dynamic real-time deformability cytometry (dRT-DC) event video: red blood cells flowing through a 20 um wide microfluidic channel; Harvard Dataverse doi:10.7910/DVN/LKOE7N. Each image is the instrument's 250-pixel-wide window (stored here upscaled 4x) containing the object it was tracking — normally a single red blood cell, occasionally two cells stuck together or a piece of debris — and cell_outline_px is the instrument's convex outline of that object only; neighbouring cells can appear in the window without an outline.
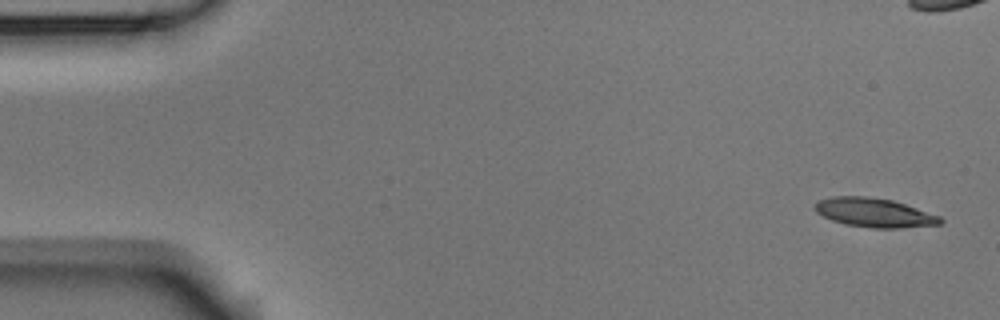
{"species": "Egyptian fruit bat (a non-hibernating species)", "species_latin": "Rousettus aegyptiacus", "temperature_condition": "room temperature", "stored_images_in_passage": 5, "segment_of_instrument_passage": [2, 2], "camera_frame_rate_fps": 3000, "um_per_image_px": 0.085, "animal": {"sex": "male"}, "frame": {"image": 1, "passage_image": 5, "time_ms": 1.333, "image_size_px": [1000, 320], "cell_outline_px": [[944, 220], [940, 224], [896, 228], [872, 228], [844, 224], [832, 220], [816, 212], [812, 208], [820, 200], [832, 196], [868, 196], [892, 200], [940, 216]], "centroid_in_image_um": [74.29, 18.07], "position_along_channel_um": 10.7, "area_um2": 21.1}}